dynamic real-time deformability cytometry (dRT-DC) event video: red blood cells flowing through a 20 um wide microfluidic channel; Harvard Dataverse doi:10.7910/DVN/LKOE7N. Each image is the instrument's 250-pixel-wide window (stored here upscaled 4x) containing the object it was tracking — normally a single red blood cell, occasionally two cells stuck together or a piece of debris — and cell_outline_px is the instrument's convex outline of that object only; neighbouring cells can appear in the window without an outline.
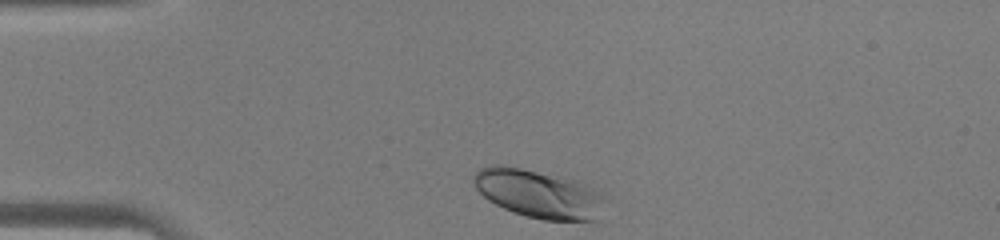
{"species": "human", "species_latin": "Homo sapiens", "temperature_condition": "warm", "stored_images_in_passage": 29, "camera_frame_rate_fps": 3000, "um_per_image_px": 0.085, "donor": {"sex": "male"}, "frame": {"image": 1, "passage_image": 1, "time_ms": 0.0, "image_size_px": [1000, 240], "cell_outline_px": [[600, 220], [544, 220], [512, 212], [488, 200], [476, 188], [472, 180], [472, 176], [480, 168], [492, 164], [500, 164], [520, 168], [576, 180], [596, 192], [600, 196]], "centroid_in_image_um": [45.67, 16.46], "position_along_channel_um": 39.3, "area_um2": 36.13}}
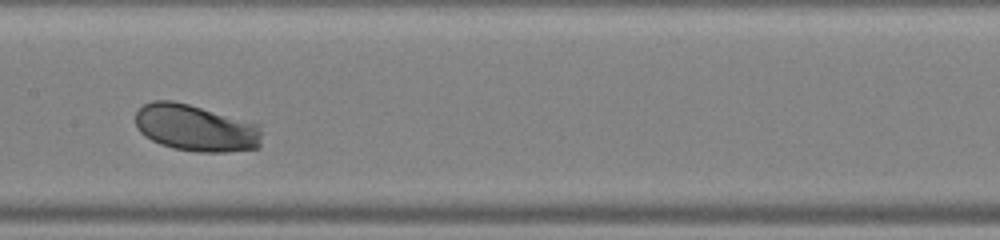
{"frame": {"image": 2, "passage_image": 14, "time_ms": 4.333, "image_size_px": [1000, 240], "cell_outline_px": [[264, 132], [260, 148], [228, 152], [196, 152], [172, 148], [160, 144], [144, 136], [136, 128], [136, 112], [144, 104], [152, 100], [172, 100], [260, 120]], "centroid_in_image_um": [16.79, 10.85], "position_along_channel_um": 190.6, "area_um2": 36.18}}
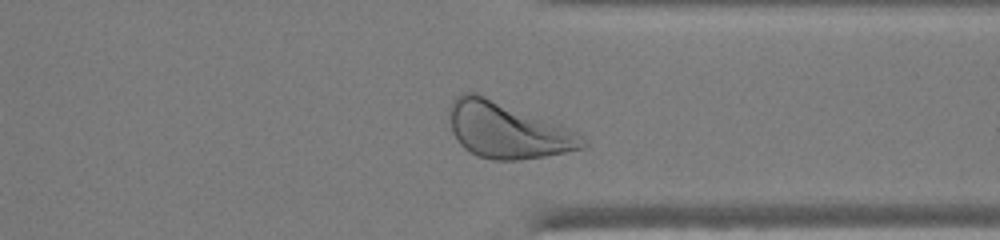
{"frame": {"image": 3, "passage_image": 26, "time_ms": 8.333, "image_size_px": [1000, 240], "cell_outline_px": [[588, 144], [584, 148], [544, 156], [516, 160], [492, 160], [476, 156], [464, 148], [456, 140], [452, 132], [448, 116], [448, 112], [452, 100], [456, 96], [464, 92], [476, 92], [560, 124], [584, 136], [588, 140]], "centroid_in_image_um": [43.1, 11.06], "position_along_channel_um": 368.3, "area_um2": 43.75}}